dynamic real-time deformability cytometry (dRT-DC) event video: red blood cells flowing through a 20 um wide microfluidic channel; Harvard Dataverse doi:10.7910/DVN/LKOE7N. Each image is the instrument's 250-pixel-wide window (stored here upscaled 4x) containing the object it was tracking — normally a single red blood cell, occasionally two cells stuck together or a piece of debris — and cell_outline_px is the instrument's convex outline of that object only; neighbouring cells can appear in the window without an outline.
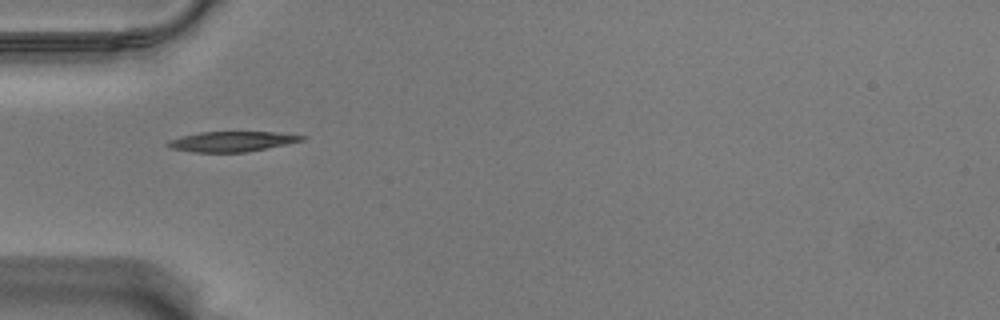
{"species": "Egyptian fruit bat (a non-hibernating species)", "species_latin": "Rousettus aegyptiacus", "temperature_condition": "warm", "stored_images_in_passage": 40, "camera_frame_rate_fps": 3000, "um_per_image_px": 0.085, "animal": {"sex": "male"}, "frame": {"image": 1, "passage_image": 1, "time_ms": 0.0, "image_size_px": [1000, 320], "cell_outline_px": [[308, 136], [304, 140], [248, 152], [192, 152], [168, 148], [164, 144], [168, 140], [200, 132], [272, 132]], "centroid_in_image_um": [19.67, 12.03], "position_along_channel_um": 65.3, "area_um2": 15.72}}
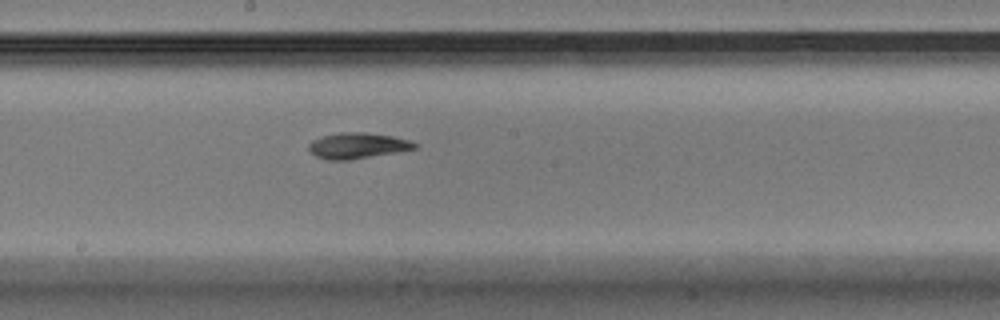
{"frame": {"image": 2, "passage_image": 14, "time_ms": 4.333, "image_size_px": [1000, 320], "cell_outline_px": [[420, 144], [416, 148], [396, 152], [348, 160], [328, 160], [316, 156], [308, 148], [308, 144], [312, 140], [324, 136], [340, 132], [364, 132], [392, 136], [412, 140]], "centroid_in_image_um": [30.42, 12.37], "position_along_channel_um": 217.8, "area_um2": 15.9}}
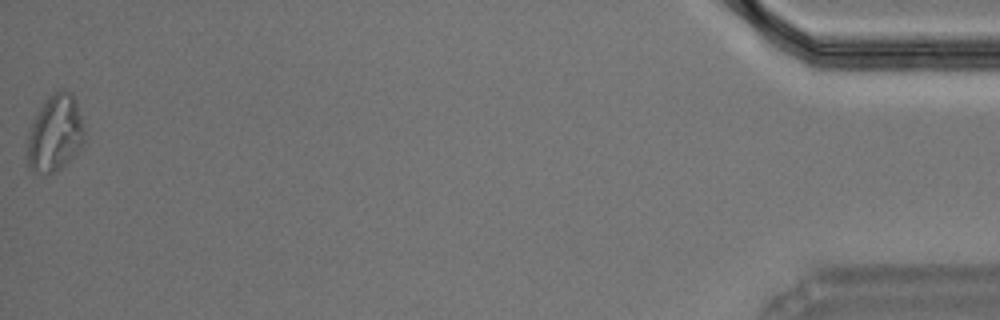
{"frame": {"image": 3, "passage_image": 40, "time_ms": 13.0, "image_size_px": [1000, 320], "cell_outline_px": [[84, 140], [80, 148], [60, 168], [52, 172], [32, 172], [28, 168], [28, 132], [32, 120], [48, 96], [60, 88], [64, 88], [72, 92], [76, 100], [84, 132]], "centroid_in_image_um": [4.67, 11.28], "position_along_channel_um": 430.5, "area_um2": 25.26}, "authors_computed_cell_mechanics": {"area_um2": 15.9528, "velocity_mm_per_s": 3.5317, "shape_relaxation_time_tau1_ms": 5.646, "shape_relaxation_time_tau2_ms": null, "deformation_change_tau1": 0.2064, "deformation_change_tau2": null}}